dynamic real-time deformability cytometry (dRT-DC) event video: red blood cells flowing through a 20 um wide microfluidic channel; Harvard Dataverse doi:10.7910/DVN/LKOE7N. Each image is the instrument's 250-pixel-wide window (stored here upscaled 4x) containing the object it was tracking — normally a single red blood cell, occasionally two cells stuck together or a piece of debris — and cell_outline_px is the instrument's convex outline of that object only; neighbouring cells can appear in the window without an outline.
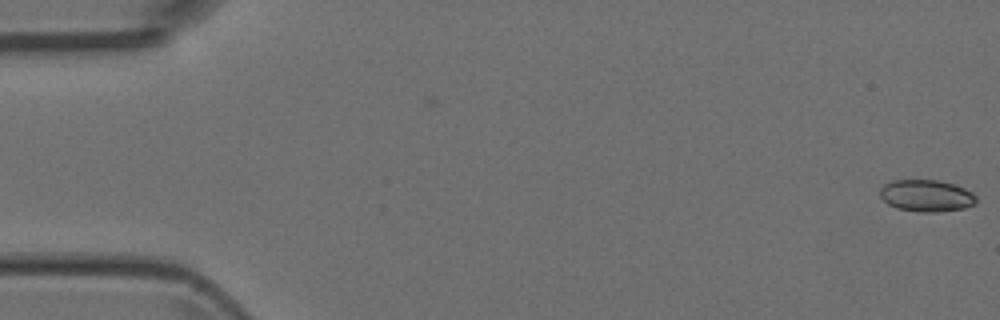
{"species": "Egyptian fruit bat (a non-hibernating species)", "species_latin": "Rousettus aegyptiacus", "temperature_condition": "room temperature", "stored_images_in_passage": 3, "camera_frame_rate_fps": 3000, "um_per_image_px": 0.085, "animal": {"sex": "female"}, "frame": {"image": 1, "passage_image": 3, "time_ms": 0.667, "image_size_px": [1000, 320], "cell_outline_px": [[976, 204], [964, 208], [936, 212], [916, 212], [896, 208], [888, 204], [880, 196], [880, 188], [884, 184], [892, 180], [940, 180], [956, 184], [972, 192], [976, 196]], "centroid_in_image_um": [78.75, 16.63], "position_along_channel_um": 6.3, "area_um2": 18.09}}